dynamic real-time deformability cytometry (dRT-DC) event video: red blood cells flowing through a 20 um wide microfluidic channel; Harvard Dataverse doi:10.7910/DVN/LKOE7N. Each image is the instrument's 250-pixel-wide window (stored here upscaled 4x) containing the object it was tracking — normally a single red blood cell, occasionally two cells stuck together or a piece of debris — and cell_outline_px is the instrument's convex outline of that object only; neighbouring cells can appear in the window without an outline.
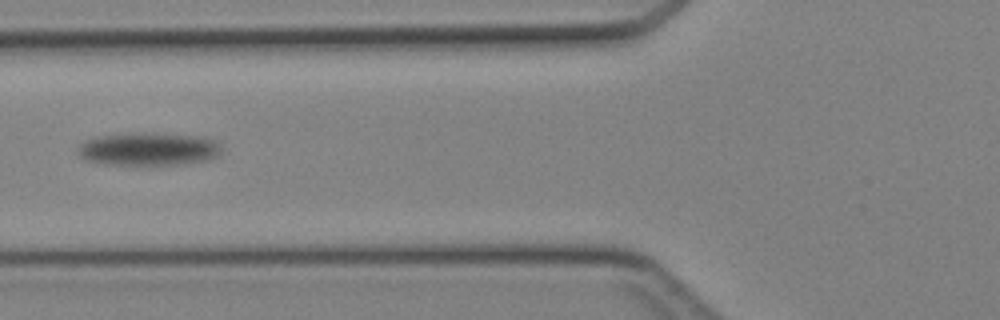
{"species": "Egyptian fruit bat (a non-hibernating species)", "species_latin": "Rousettus aegyptiacus", "temperature_condition": "cold", "stored_images_in_passage": 48, "camera_frame_rate_fps": 3000, "um_per_image_px": 0.085, "animal": {"sex": "female"}, "frame": {"image": 1, "passage_image": 16, "time_ms": 5.0, "image_size_px": [1000, 320], "cell_outline_px": [[220, 156], [212, 160], [184, 164], [148, 168], [104, 164], [84, 160], [76, 152], [80, 144], [84, 140], [96, 136], [204, 136], [216, 140], [220, 144]], "centroid_in_image_um": [12.65, 12.79], "position_along_channel_um": 113.2, "area_um2": 27.74}}
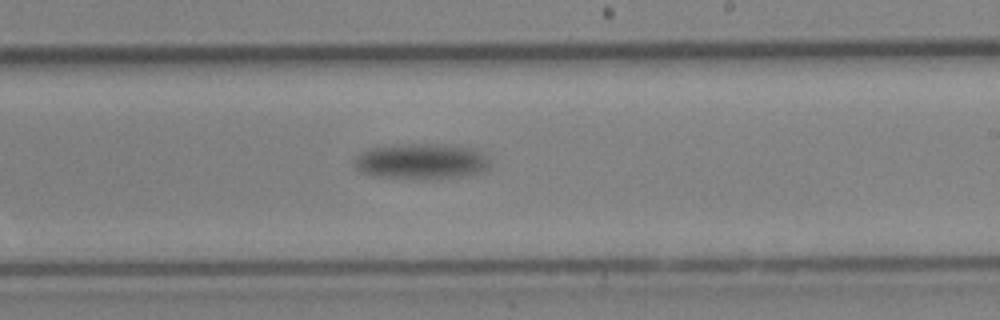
{"frame": {"image": 2, "passage_image": 27, "time_ms": 8.667, "image_size_px": [1000, 320], "cell_outline_px": [[492, 164], [484, 172], [464, 176], [372, 176], [360, 172], [352, 164], [356, 156], [360, 152], [372, 148], [392, 144], [432, 144], [476, 148], [484, 152]], "centroid_in_image_um": [35.83, 13.66], "position_along_channel_um": 253.2, "area_um2": 27.63}}
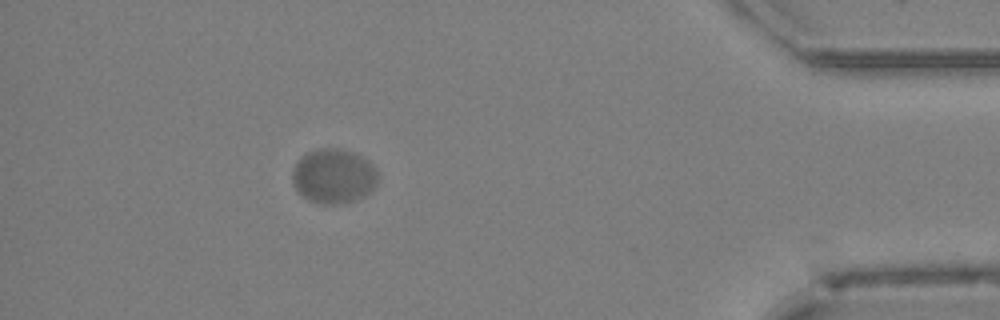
{"frame": {"image": 3, "passage_image": 43, "time_ms": 14.0, "image_size_px": [1000, 320], "cell_outline_px": [[376, 184], [364, 196], [340, 204], [320, 204], [308, 200], [300, 196], [296, 192], [292, 184], [292, 168], [296, 160], [304, 152], [316, 148], [336, 148], [352, 152], [364, 156], [376, 168]], "centroid_in_image_um": [28.27, 14.95], "position_along_channel_um": 406.9, "area_um2": 27.74}}